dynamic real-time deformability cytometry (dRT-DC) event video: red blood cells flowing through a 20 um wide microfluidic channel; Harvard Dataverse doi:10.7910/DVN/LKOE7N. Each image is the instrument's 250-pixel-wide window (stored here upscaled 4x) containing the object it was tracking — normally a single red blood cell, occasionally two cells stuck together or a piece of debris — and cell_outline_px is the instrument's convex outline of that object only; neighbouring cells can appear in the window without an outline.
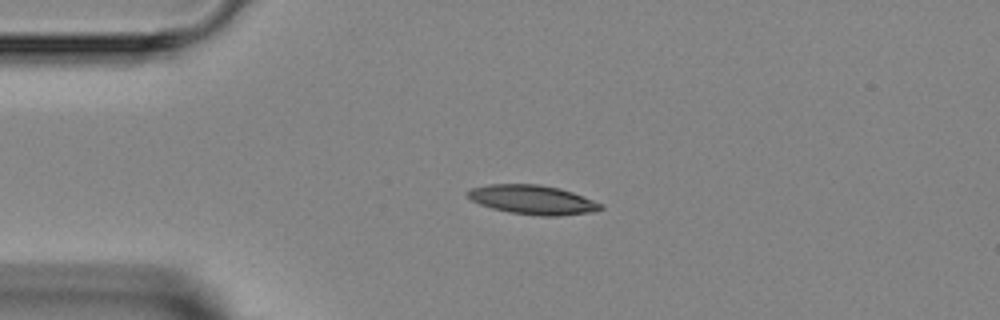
{"species": "Egyptian fruit bat (a non-hibernating species)", "species_latin": "Rousettus aegyptiacus", "temperature_condition": "room temperature", "stored_images_in_passage": 4, "segment_of_instrument_passage": [1, 2], "camera_frame_rate_fps": 3000, "um_per_image_px": 0.085, "animal": {"sex": "female"}, "frame": {"image": 1, "passage_image": 2, "time_ms": 1.333, "image_size_px": [1000, 320], "cell_outline_px": [[604, 208], [592, 212], [560, 216], [540, 216], [512, 212], [492, 208], [480, 204], [472, 200], [464, 192], [472, 188], [488, 184], [540, 184], [560, 188], [572, 192], [604, 204]], "centroid_in_image_um": [45.3, 16.97], "position_along_channel_um": 39.7, "area_um2": 22.66}}